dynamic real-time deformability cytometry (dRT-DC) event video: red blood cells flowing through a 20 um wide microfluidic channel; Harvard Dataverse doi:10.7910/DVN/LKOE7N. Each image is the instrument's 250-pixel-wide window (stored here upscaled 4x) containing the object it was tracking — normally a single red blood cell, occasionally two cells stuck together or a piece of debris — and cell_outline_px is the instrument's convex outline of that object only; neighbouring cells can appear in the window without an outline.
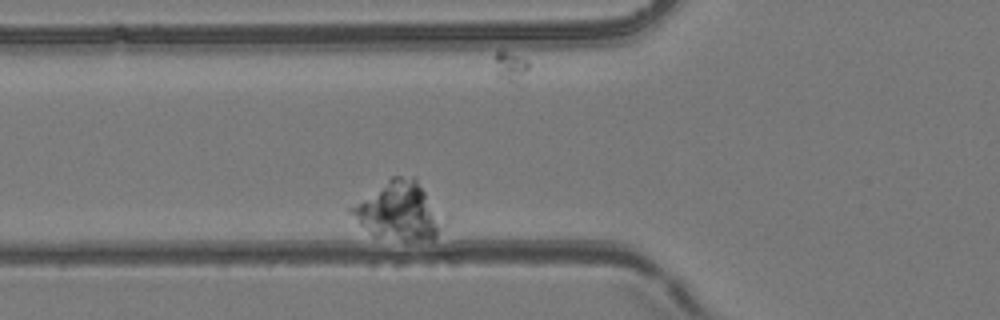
{"species": "common noctule bat (a hibernating species)", "species_latin": "Nyctalus noctula", "temperature_condition": "room temperature", "stored_images_in_passage": 5, "camera_frame_rate_fps": 3000, "um_per_image_px": 0.085, "animal": {"sex": "female", "body_mass_g": 24.6, "forearm_length_mm": 56.2}, "frame": {"image": 1, "passage_image": 2, "time_ms": 0.333, "image_size_px": [1000, 320], "cell_outline_px": [[448, 224], [432, 240], [404, 240], [372, 236], [348, 212], [348, 208], [392, 176], [416, 176], [448, 216]], "centroid_in_image_um": [34.03, 17.93], "position_along_channel_um": 91.8, "area_um2": 32.37}}
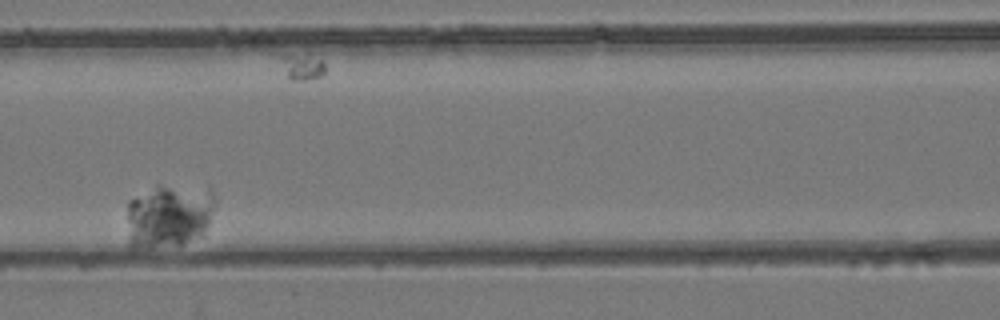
{"frame": {"image": 2, "passage_image": 4, "time_ms": 1.0, "image_size_px": [1000, 320], "cell_outline_px": [[216, 204], [204, 236], [180, 244], [152, 248], [128, 248], [128, 200], [156, 184], [160, 184], [212, 188], [216, 200]], "centroid_in_image_um": [14.37, 18.32], "position_along_channel_um": 152.2, "area_um2": 33.81}}